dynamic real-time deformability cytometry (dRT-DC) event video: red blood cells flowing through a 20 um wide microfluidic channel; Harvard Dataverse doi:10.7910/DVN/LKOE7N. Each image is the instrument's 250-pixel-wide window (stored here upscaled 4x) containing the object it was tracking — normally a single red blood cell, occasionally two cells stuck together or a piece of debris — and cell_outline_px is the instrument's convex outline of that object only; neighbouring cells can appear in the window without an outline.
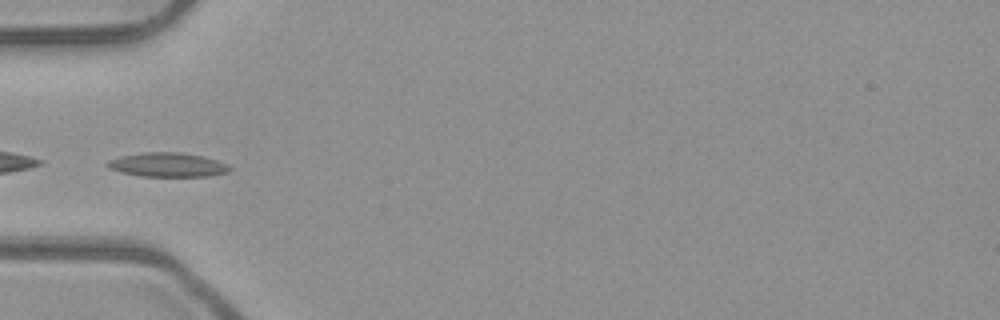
{"species": "common noctule bat (a hibernating species)", "species_latin": "Nyctalus noctula", "temperature_condition": "room temperature", "stored_images_in_passage": 7, "camera_frame_rate_fps": 3000, "um_per_image_px": 0.085, "animal": {"sex": "male", "body_mass_g": 23.1, "forearm_length_mm": 52.7}, "frame": {"image": 1, "passage_image": 6, "time_ms": 1.667, "image_size_px": [1000, 320], "cell_outline_px": [[232, 168], [228, 172], [212, 176], [140, 176], [120, 172], [108, 168], [104, 164], [108, 160], [120, 156], [144, 152], [180, 152], [200, 156], [216, 160], [228, 164]], "centroid_in_image_um": [14.22, 14.01], "position_along_channel_um": 70.8, "area_um2": 17.28}}
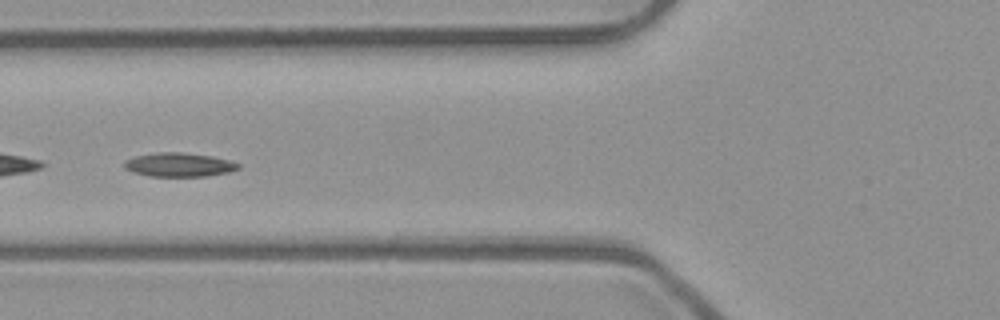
{"frame": {"image": 2, "passage_image": 7, "time_ms": 2.0, "image_size_px": [1000, 320], "cell_outline_px": [[240, 168], [228, 172], [208, 176], [148, 176], [132, 172], [124, 168], [124, 160], [136, 156], [156, 152], [180, 152], [212, 156], [228, 160], [240, 164]], "centroid_in_image_um": [15.19, 14.0], "position_along_channel_um": 110.6, "area_um2": 15.9}}